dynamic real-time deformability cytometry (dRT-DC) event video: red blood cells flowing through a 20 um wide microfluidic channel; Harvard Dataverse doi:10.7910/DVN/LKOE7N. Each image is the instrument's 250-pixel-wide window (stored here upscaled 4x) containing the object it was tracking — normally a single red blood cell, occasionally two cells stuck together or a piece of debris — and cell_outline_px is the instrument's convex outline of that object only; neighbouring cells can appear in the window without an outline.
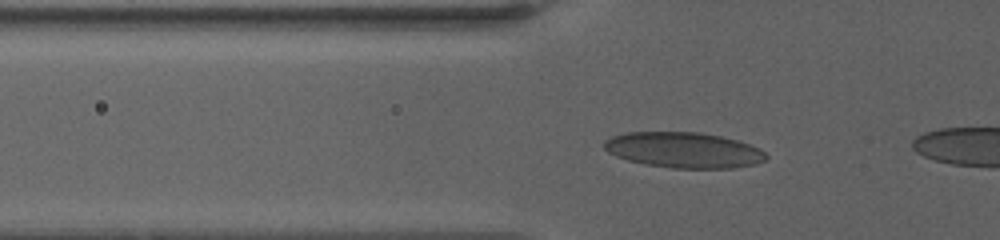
{"species": "human", "species_latin": "Homo sapiens", "temperature_condition": "warm", "stored_images_in_passage": 43, "camera_frame_rate_fps": 3000, "um_per_image_px": 0.085, "donor": {"sex": "female"}, "frame": {"image": 1, "passage_image": 2, "time_ms": 0.333, "image_size_px": [1000, 240], "cell_outline_px": [[768, 156], [764, 160], [756, 164], [732, 168], [672, 168], [644, 164], [628, 160], [616, 156], [608, 152], [604, 148], [604, 140], [612, 136], [628, 132], [700, 132], [720, 136], [736, 140], [748, 144], [764, 152]], "centroid_in_image_um": [58.08, 12.75], "position_along_channel_um": 67.7, "area_um2": 33.47}}
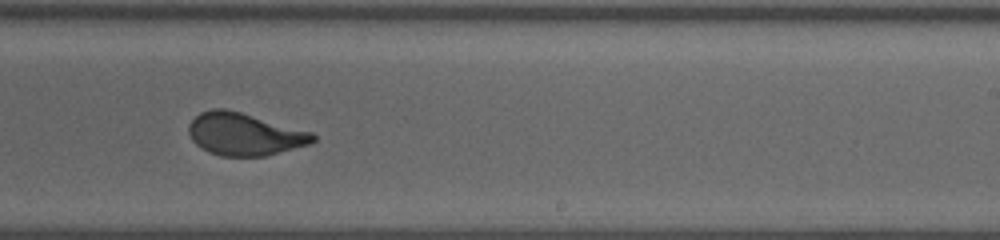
{"frame": {"image": 2, "passage_image": 24, "time_ms": 6.667, "image_size_px": [1000, 240], "cell_outline_px": [[316, 140], [312, 144], [264, 156], [220, 156], [208, 152], [200, 148], [192, 140], [188, 132], [188, 124], [200, 112], [212, 108], [224, 108], [240, 112], [312, 132], [316, 136]], "centroid_in_image_um": [20.76, 11.41], "position_along_channel_um": 268.2, "area_um2": 30.81}}
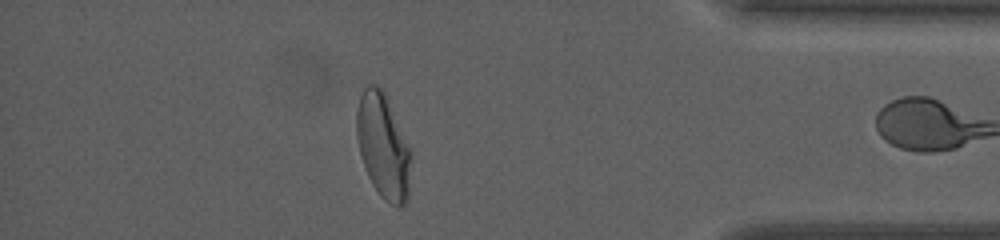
{"frame": {"image": 3, "passage_image": 42, "time_ms": 11.667, "image_size_px": [1000, 240], "cell_outline_px": [[412, 156], [408, 200], [400, 208], [396, 208], [384, 200], [380, 196], [372, 184], [368, 176], [360, 152], [356, 136], [356, 112], [360, 96], [364, 88], [368, 84], [376, 84], [384, 92], [412, 152]], "centroid_in_image_um": [32.58, 12.47], "position_along_channel_um": 402.6, "area_um2": 33.41}}